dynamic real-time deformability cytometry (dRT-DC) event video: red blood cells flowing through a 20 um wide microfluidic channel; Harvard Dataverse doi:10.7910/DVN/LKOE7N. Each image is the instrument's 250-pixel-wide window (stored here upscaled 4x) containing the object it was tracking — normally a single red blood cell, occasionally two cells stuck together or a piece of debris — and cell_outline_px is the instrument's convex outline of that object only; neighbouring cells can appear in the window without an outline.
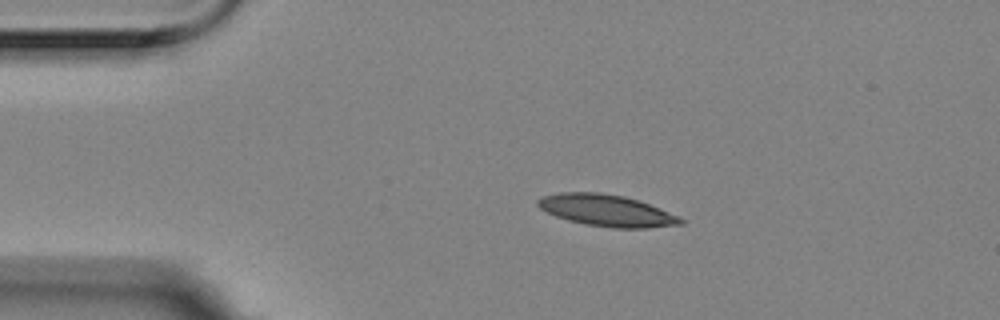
{"species": "Egyptian fruit bat (a non-hibernating species)", "species_latin": "Rousettus aegyptiacus", "temperature_condition": "room temperature", "stored_images_in_passage": 13, "camera_frame_rate_fps": 3000, "um_per_image_px": 0.085, "animal": {"sex": "female"}, "frame": {"image": 1, "passage_image": 2, "time_ms": 0.333, "image_size_px": [1000, 320], "cell_outline_px": [[684, 224], [648, 228], [612, 228], [584, 224], [568, 220], [556, 216], [540, 208], [536, 204], [536, 200], [544, 196], [560, 192], [600, 192], [624, 196], [660, 208], [684, 220]], "centroid_in_image_um": [51.54, 17.89], "position_along_channel_um": 33.5, "area_um2": 26.18}}
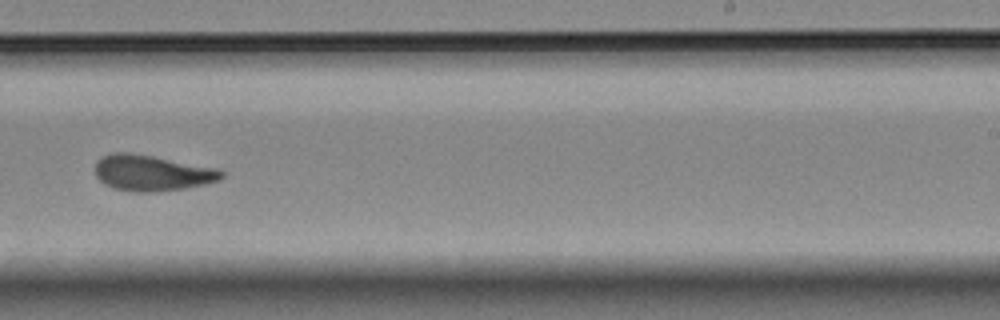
{"frame": {"image": 2, "passage_image": 8, "time_ms": 2.333, "image_size_px": [1000, 320], "cell_outline_px": [[224, 176], [220, 180], [204, 184], [184, 188], [148, 192], [132, 192], [112, 188], [104, 184], [96, 176], [96, 160], [112, 152], [132, 152], [220, 168], [224, 172]], "centroid_in_image_um": [12.92, 14.69], "position_along_channel_um": 276.1, "area_um2": 26.65}}
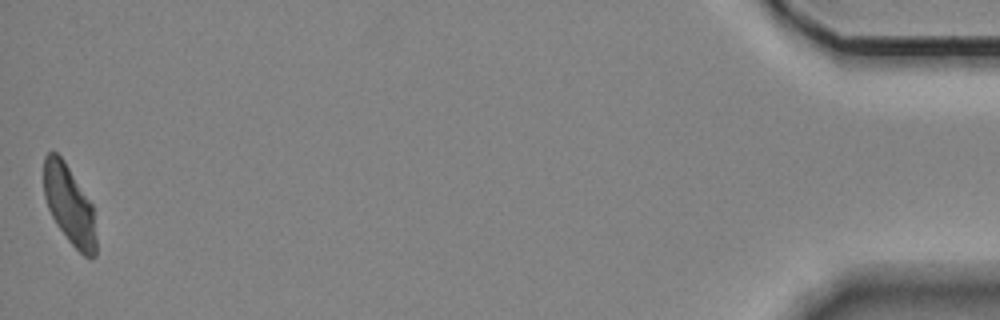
{"frame": {"image": 3, "passage_image": 13, "time_ms": 4.0, "image_size_px": [1000, 320], "cell_outline_px": [[96, 256], [84, 256], [68, 240], [56, 224], [48, 208], [44, 196], [44, 156], [48, 152], [56, 152], [64, 160], [92, 204], [96, 236]], "centroid_in_image_um": [5.88, 17.41], "position_along_channel_um": 429.3, "area_um2": 23.87}}